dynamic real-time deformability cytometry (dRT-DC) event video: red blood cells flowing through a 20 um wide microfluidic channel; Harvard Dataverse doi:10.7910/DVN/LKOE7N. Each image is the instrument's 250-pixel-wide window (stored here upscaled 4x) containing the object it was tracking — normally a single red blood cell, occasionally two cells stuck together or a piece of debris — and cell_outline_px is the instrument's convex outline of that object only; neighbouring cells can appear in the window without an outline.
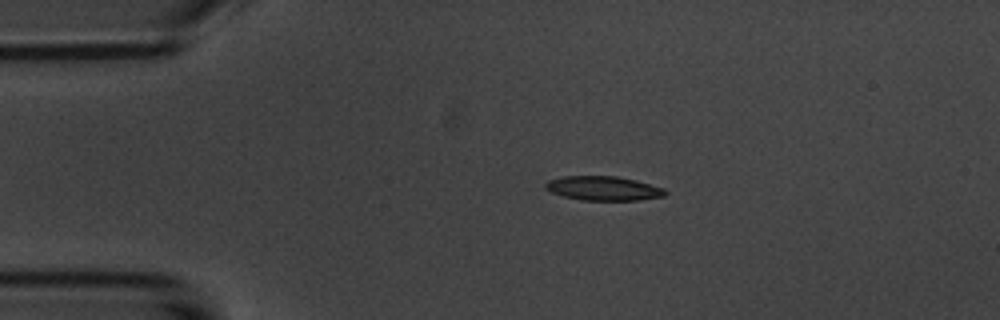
{"species": "common noctule bat (a hibernating species)", "species_latin": "Nyctalus noctula", "temperature_condition": "room temperature", "stored_images_in_passage": 6, "camera_frame_rate_fps": 3000, "um_per_image_px": 0.085, "animal": {"sex": "male", "body_mass_g": 20.1, "forearm_length_mm": 53.5}, "frame": {"image": 1, "passage_image": 3, "time_ms": 2.333, "image_size_px": [1000, 320], "cell_outline_px": [[668, 192], [664, 196], [640, 200], [580, 200], [564, 196], [552, 192], [544, 188], [544, 184], [548, 180], [560, 176], [616, 176], [636, 180], [664, 188]], "centroid_in_image_um": [51.28, 16.0], "position_along_channel_um": 33.7, "area_um2": 16.99}}
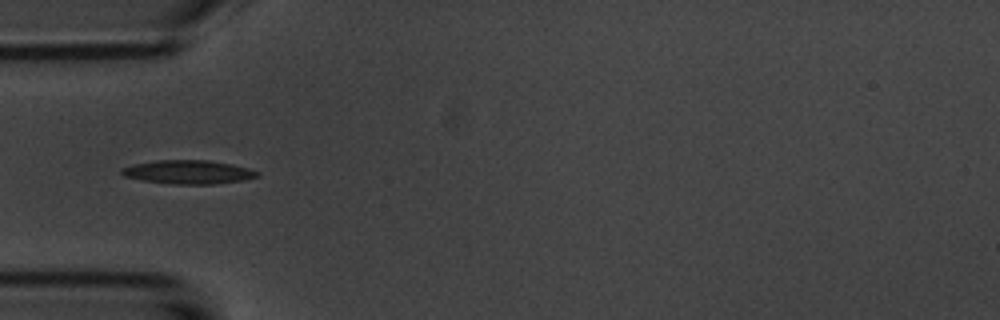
{"frame": {"image": 2, "passage_image": 4, "time_ms": 4.333, "image_size_px": [1000, 320], "cell_outline_px": [[260, 172], [256, 176], [240, 180], [212, 184], [176, 184], [144, 180], [124, 176], [120, 172], [120, 168], [132, 164], [156, 160], [208, 160], [232, 164], [248, 168]], "centroid_in_image_um": [15.95, 14.61], "position_along_channel_um": 69.0, "area_um2": 18.5}}
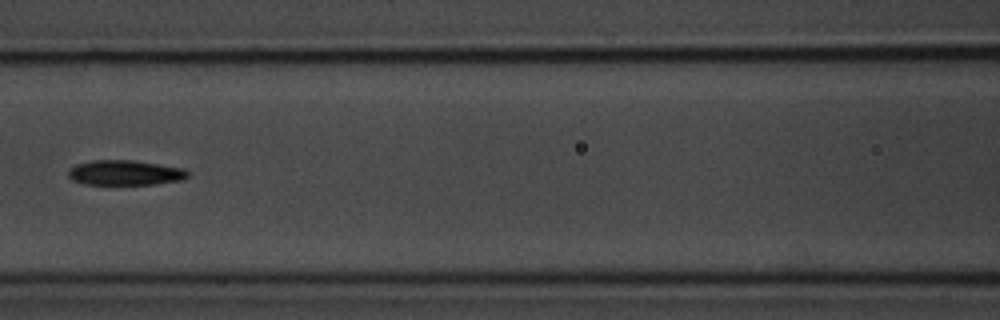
{"frame": {"image": 3, "passage_image": 6, "time_ms": 6.667, "image_size_px": [1000, 320], "cell_outline_px": [[188, 176], [180, 180], [152, 184], [84, 184], [72, 180], [68, 176], [68, 172], [76, 164], [92, 160], [132, 160], [184, 168], [188, 172]], "centroid_in_image_um": [10.61, 14.68], "position_along_channel_um": 156.0, "area_um2": 17.22}}